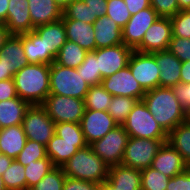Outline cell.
I'll list each match as a JSON object with an SVG mask.
<instances>
[{"label":"cell","instance_id":"1","mask_svg":"<svg viewBox=\"0 0 190 190\" xmlns=\"http://www.w3.org/2000/svg\"><path fill=\"white\" fill-rule=\"evenodd\" d=\"M142 100L167 134L186 121V111L172 88L157 87L146 91Z\"/></svg>","mask_w":190,"mask_h":190},{"label":"cell","instance_id":"2","mask_svg":"<svg viewBox=\"0 0 190 190\" xmlns=\"http://www.w3.org/2000/svg\"><path fill=\"white\" fill-rule=\"evenodd\" d=\"M13 80L17 96L30 105H42L50 94V65L28 63Z\"/></svg>","mask_w":190,"mask_h":190},{"label":"cell","instance_id":"3","mask_svg":"<svg viewBox=\"0 0 190 190\" xmlns=\"http://www.w3.org/2000/svg\"><path fill=\"white\" fill-rule=\"evenodd\" d=\"M67 177L102 183L107 180L109 166L93 152L90 145L79 149L63 166Z\"/></svg>","mask_w":190,"mask_h":190},{"label":"cell","instance_id":"4","mask_svg":"<svg viewBox=\"0 0 190 190\" xmlns=\"http://www.w3.org/2000/svg\"><path fill=\"white\" fill-rule=\"evenodd\" d=\"M89 87L77 69L61 66L56 62L50 65V94L84 100Z\"/></svg>","mask_w":190,"mask_h":190},{"label":"cell","instance_id":"5","mask_svg":"<svg viewBox=\"0 0 190 190\" xmlns=\"http://www.w3.org/2000/svg\"><path fill=\"white\" fill-rule=\"evenodd\" d=\"M129 137L167 140V133L156 122L143 100H138L123 124Z\"/></svg>","mask_w":190,"mask_h":190},{"label":"cell","instance_id":"6","mask_svg":"<svg viewBox=\"0 0 190 190\" xmlns=\"http://www.w3.org/2000/svg\"><path fill=\"white\" fill-rule=\"evenodd\" d=\"M167 140L129 137L121 164L134 169L151 167L158 150Z\"/></svg>","mask_w":190,"mask_h":190},{"label":"cell","instance_id":"7","mask_svg":"<svg viewBox=\"0 0 190 190\" xmlns=\"http://www.w3.org/2000/svg\"><path fill=\"white\" fill-rule=\"evenodd\" d=\"M22 127L28 140L47 146L55 134V123L42 105H30L23 118Z\"/></svg>","mask_w":190,"mask_h":190},{"label":"cell","instance_id":"8","mask_svg":"<svg viewBox=\"0 0 190 190\" xmlns=\"http://www.w3.org/2000/svg\"><path fill=\"white\" fill-rule=\"evenodd\" d=\"M129 135L123 125H118L102 139L94 141L90 146L109 167L120 165Z\"/></svg>","mask_w":190,"mask_h":190},{"label":"cell","instance_id":"9","mask_svg":"<svg viewBox=\"0 0 190 190\" xmlns=\"http://www.w3.org/2000/svg\"><path fill=\"white\" fill-rule=\"evenodd\" d=\"M42 106L55 124L60 122L80 123L85 104L83 99L49 94Z\"/></svg>","mask_w":190,"mask_h":190},{"label":"cell","instance_id":"10","mask_svg":"<svg viewBox=\"0 0 190 190\" xmlns=\"http://www.w3.org/2000/svg\"><path fill=\"white\" fill-rule=\"evenodd\" d=\"M128 66L132 75L145 92L159 87L160 71L151 53L133 50Z\"/></svg>","mask_w":190,"mask_h":190},{"label":"cell","instance_id":"11","mask_svg":"<svg viewBox=\"0 0 190 190\" xmlns=\"http://www.w3.org/2000/svg\"><path fill=\"white\" fill-rule=\"evenodd\" d=\"M101 85L112 96L132 97L142 100L145 91L132 75L129 66L102 79Z\"/></svg>","mask_w":190,"mask_h":190},{"label":"cell","instance_id":"12","mask_svg":"<svg viewBox=\"0 0 190 190\" xmlns=\"http://www.w3.org/2000/svg\"><path fill=\"white\" fill-rule=\"evenodd\" d=\"M80 126L86 143L90 145L102 139L118 124L107 111L85 109Z\"/></svg>","mask_w":190,"mask_h":190},{"label":"cell","instance_id":"13","mask_svg":"<svg viewBox=\"0 0 190 190\" xmlns=\"http://www.w3.org/2000/svg\"><path fill=\"white\" fill-rule=\"evenodd\" d=\"M159 18L152 7L132 15L122 28L123 44L135 50L142 42L145 32Z\"/></svg>","mask_w":190,"mask_h":190},{"label":"cell","instance_id":"14","mask_svg":"<svg viewBox=\"0 0 190 190\" xmlns=\"http://www.w3.org/2000/svg\"><path fill=\"white\" fill-rule=\"evenodd\" d=\"M171 39V19L159 17L145 32L141 44L135 50L143 53L166 51Z\"/></svg>","mask_w":190,"mask_h":190},{"label":"cell","instance_id":"15","mask_svg":"<svg viewBox=\"0 0 190 190\" xmlns=\"http://www.w3.org/2000/svg\"><path fill=\"white\" fill-rule=\"evenodd\" d=\"M132 52L125 44L96 49L97 65L102 79L128 66Z\"/></svg>","mask_w":190,"mask_h":190},{"label":"cell","instance_id":"16","mask_svg":"<svg viewBox=\"0 0 190 190\" xmlns=\"http://www.w3.org/2000/svg\"><path fill=\"white\" fill-rule=\"evenodd\" d=\"M5 27L12 35L33 31L28 0H9Z\"/></svg>","mask_w":190,"mask_h":190},{"label":"cell","instance_id":"17","mask_svg":"<svg viewBox=\"0 0 190 190\" xmlns=\"http://www.w3.org/2000/svg\"><path fill=\"white\" fill-rule=\"evenodd\" d=\"M151 167L169 178L181 174L189 168L183 157L168 142L163 143L160 147Z\"/></svg>","mask_w":190,"mask_h":190},{"label":"cell","instance_id":"18","mask_svg":"<svg viewBox=\"0 0 190 190\" xmlns=\"http://www.w3.org/2000/svg\"><path fill=\"white\" fill-rule=\"evenodd\" d=\"M85 140H69L54 134L46 146V155L55 167H62L79 149L86 147Z\"/></svg>","mask_w":190,"mask_h":190},{"label":"cell","instance_id":"19","mask_svg":"<svg viewBox=\"0 0 190 190\" xmlns=\"http://www.w3.org/2000/svg\"><path fill=\"white\" fill-rule=\"evenodd\" d=\"M159 67V87H169L177 85L181 82L180 70L182 62L168 50L157 51L151 53Z\"/></svg>","mask_w":190,"mask_h":190},{"label":"cell","instance_id":"20","mask_svg":"<svg viewBox=\"0 0 190 190\" xmlns=\"http://www.w3.org/2000/svg\"><path fill=\"white\" fill-rule=\"evenodd\" d=\"M0 60L6 68V73L13 76L28 64L22 44L21 35H11L0 49Z\"/></svg>","mask_w":190,"mask_h":190},{"label":"cell","instance_id":"21","mask_svg":"<svg viewBox=\"0 0 190 190\" xmlns=\"http://www.w3.org/2000/svg\"><path fill=\"white\" fill-rule=\"evenodd\" d=\"M93 25L96 49L123 44L122 28L107 15L97 18Z\"/></svg>","mask_w":190,"mask_h":190},{"label":"cell","instance_id":"22","mask_svg":"<svg viewBox=\"0 0 190 190\" xmlns=\"http://www.w3.org/2000/svg\"><path fill=\"white\" fill-rule=\"evenodd\" d=\"M44 42L45 52H49L54 58L58 51L66 43V30L63 20H57L48 24L40 25L33 30Z\"/></svg>","mask_w":190,"mask_h":190},{"label":"cell","instance_id":"23","mask_svg":"<svg viewBox=\"0 0 190 190\" xmlns=\"http://www.w3.org/2000/svg\"><path fill=\"white\" fill-rule=\"evenodd\" d=\"M62 20L65 26L67 40L77 43L87 52L94 51L96 49L93 24L75 19Z\"/></svg>","mask_w":190,"mask_h":190},{"label":"cell","instance_id":"24","mask_svg":"<svg viewBox=\"0 0 190 190\" xmlns=\"http://www.w3.org/2000/svg\"><path fill=\"white\" fill-rule=\"evenodd\" d=\"M33 28L62 19L63 9L55 0H28Z\"/></svg>","mask_w":190,"mask_h":190},{"label":"cell","instance_id":"25","mask_svg":"<svg viewBox=\"0 0 190 190\" xmlns=\"http://www.w3.org/2000/svg\"><path fill=\"white\" fill-rule=\"evenodd\" d=\"M21 124L0 129L1 153L12 159H16L27 142Z\"/></svg>","mask_w":190,"mask_h":190},{"label":"cell","instance_id":"26","mask_svg":"<svg viewBox=\"0 0 190 190\" xmlns=\"http://www.w3.org/2000/svg\"><path fill=\"white\" fill-rule=\"evenodd\" d=\"M22 44L28 63L51 65L55 62V58L49 52H45L43 40L34 31L22 34Z\"/></svg>","mask_w":190,"mask_h":190},{"label":"cell","instance_id":"27","mask_svg":"<svg viewBox=\"0 0 190 190\" xmlns=\"http://www.w3.org/2000/svg\"><path fill=\"white\" fill-rule=\"evenodd\" d=\"M29 107L30 104L19 96L0 101V128L22 124Z\"/></svg>","mask_w":190,"mask_h":190},{"label":"cell","instance_id":"28","mask_svg":"<svg viewBox=\"0 0 190 190\" xmlns=\"http://www.w3.org/2000/svg\"><path fill=\"white\" fill-rule=\"evenodd\" d=\"M107 180L115 188L141 189V170L122 164L111 166Z\"/></svg>","mask_w":190,"mask_h":190},{"label":"cell","instance_id":"29","mask_svg":"<svg viewBox=\"0 0 190 190\" xmlns=\"http://www.w3.org/2000/svg\"><path fill=\"white\" fill-rule=\"evenodd\" d=\"M167 142L175 148L190 167V124L187 121L180 123L168 133Z\"/></svg>","mask_w":190,"mask_h":190},{"label":"cell","instance_id":"30","mask_svg":"<svg viewBox=\"0 0 190 190\" xmlns=\"http://www.w3.org/2000/svg\"><path fill=\"white\" fill-rule=\"evenodd\" d=\"M87 51L77 43L66 40V43L58 51L55 62L58 65L77 69L85 60Z\"/></svg>","mask_w":190,"mask_h":190},{"label":"cell","instance_id":"31","mask_svg":"<svg viewBox=\"0 0 190 190\" xmlns=\"http://www.w3.org/2000/svg\"><path fill=\"white\" fill-rule=\"evenodd\" d=\"M1 177L7 190H27L25 166L16 159H13Z\"/></svg>","mask_w":190,"mask_h":190},{"label":"cell","instance_id":"32","mask_svg":"<svg viewBox=\"0 0 190 190\" xmlns=\"http://www.w3.org/2000/svg\"><path fill=\"white\" fill-rule=\"evenodd\" d=\"M112 98L101 84L90 86L84 98L85 109L107 111Z\"/></svg>","mask_w":190,"mask_h":190},{"label":"cell","instance_id":"33","mask_svg":"<svg viewBox=\"0 0 190 190\" xmlns=\"http://www.w3.org/2000/svg\"><path fill=\"white\" fill-rule=\"evenodd\" d=\"M138 99L124 96H113L107 112L118 125H123Z\"/></svg>","mask_w":190,"mask_h":190},{"label":"cell","instance_id":"34","mask_svg":"<svg viewBox=\"0 0 190 190\" xmlns=\"http://www.w3.org/2000/svg\"><path fill=\"white\" fill-rule=\"evenodd\" d=\"M54 167L53 162L48 156L38 161H32L31 164L25 166L27 190H30L33 186H35Z\"/></svg>","mask_w":190,"mask_h":190},{"label":"cell","instance_id":"35","mask_svg":"<svg viewBox=\"0 0 190 190\" xmlns=\"http://www.w3.org/2000/svg\"><path fill=\"white\" fill-rule=\"evenodd\" d=\"M77 71L90 86L101 84L102 77L100 70H98L96 49L87 52L85 60L77 68Z\"/></svg>","mask_w":190,"mask_h":190},{"label":"cell","instance_id":"36","mask_svg":"<svg viewBox=\"0 0 190 190\" xmlns=\"http://www.w3.org/2000/svg\"><path fill=\"white\" fill-rule=\"evenodd\" d=\"M169 177L148 167L141 170V190H166Z\"/></svg>","mask_w":190,"mask_h":190},{"label":"cell","instance_id":"37","mask_svg":"<svg viewBox=\"0 0 190 190\" xmlns=\"http://www.w3.org/2000/svg\"><path fill=\"white\" fill-rule=\"evenodd\" d=\"M46 157V146L33 140H27L16 160L23 166H27L32 161H38Z\"/></svg>","mask_w":190,"mask_h":190},{"label":"cell","instance_id":"38","mask_svg":"<svg viewBox=\"0 0 190 190\" xmlns=\"http://www.w3.org/2000/svg\"><path fill=\"white\" fill-rule=\"evenodd\" d=\"M65 179L62 167H54L30 190H62Z\"/></svg>","mask_w":190,"mask_h":190},{"label":"cell","instance_id":"39","mask_svg":"<svg viewBox=\"0 0 190 190\" xmlns=\"http://www.w3.org/2000/svg\"><path fill=\"white\" fill-rule=\"evenodd\" d=\"M106 9V15L113 19L121 28L126 25L132 16L124 0H107Z\"/></svg>","mask_w":190,"mask_h":190},{"label":"cell","instance_id":"40","mask_svg":"<svg viewBox=\"0 0 190 190\" xmlns=\"http://www.w3.org/2000/svg\"><path fill=\"white\" fill-rule=\"evenodd\" d=\"M170 19L172 36L190 39V9L180 10Z\"/></svg>","mask_w":190,"mask_h":190},{"label":"cell","instance_id":"41","mask_svg":"<svg viewBox=\"0 0 190 190\" xmlns=\"http://www.w3.org/2000/svg\"><path fill=\"white\" fill-rule=\"evenodd\" d=\"M62 19H75L91 24V10L83 0H75L63 10Z\"/></svg>","mask_w":190,"mask_h":190},{"label":"cell","instance_id":"42","mask_svg":"<svg viewBox=\"0 0 190 190\" xmlns=\"http://www.w3.org/2000/svg\"><path fill=\"white\" fill-rule=\"evenodd\" d=\"M55 134L63 139L85 140L80 123L60 122L55 124Z\"/></svg>","mask_w":190,"mask_h":190},{"label":"cell","instance_id":"43","mask_svg":"<svg viewBox=\"0 0 190 190\" xmlns=\"http://www.w3.org/2000/svg\"><path fill=\"white\" fill-rule=\"evenodd\" d=\"M168 51L181 62L190 60V39L172 36Z\"/></svg>","mask_w":190,"mask_h":190},{"label":"cell","instance_id":"44","mask_svg":"<svg viewBox=\"0 0 190 190\" xmlns=\"http://www.w3.org/2000/svg\"><path fill=\"white\" fill-rule=\"evenodd\" d=\"M150 5L163 18H171L179 12L177 0H150Z\"/></svg>","mask_w":190,"mask_h":190},{"label":"cell","instance_id":"45","mask_svg":"<svg viewBox=\"0 0 190 190\" xmlns=\"http://www.w3.org/2000/svg\"><path fill=\"white\" fill-rule=\"evenodd\" d=\"M166 190H190V167L169 179Z\"/></svg>","mask_w":190,"mask_h":190},{"label":"cell","instance_id":"46","mask_svg":"<svg viewBox=\"0 0 190 190\" xmlns=\"http://www.w3.org/2000/svg\"><path fill=\"white\" fill-rule=\"evenodd\" d=\"M62 190H99V184L66 176Z\"/></svg>","mask_w":190,"mask_h":190},{"label":"cell","instance_id":"47","mask_svg":"<svg viewBox=\"0 0 190 190\" xmlns=\"http://www.w3.org/2000/svg\"><path fill=\"white\" fill-rule=\"evenodd\" d=\"M175 96L177 97L179 103L183 106L187 112L190 109V83H178L172 87Z\"/></svg>","mask_w":190,"mask_h":190},{"label":"cell","instance_id":"48","mask_svg":"<svg viewBox=\"0 0 190 190\" xmlns=\"http://www.w3.org/2000/svg\"><path fill=\"white\" fill-rule=\"evenodd\" d=\"M89 6L91 10V24L102 15H106L107 12V0H83Z\"/></svg>","mask_w":190,"mask_h":190},{"label":"cell","instance_id":"49","mask_svg":"<svg viewBox=\"0 0 190 190\" xmlns=\"http://www.w3.org/2000/svg\"><path fill=\"white\" fill-rule=\"evenodd\" d=\"M17 97L13 79L0 81V101Z\"/></svg>","mask_w":190,"mask_h":190},{"label":"cell","instance_id":"50","mask_svg":"<svg viewBox=\"0 0 190 190\" xmlns=\"http://www.w3.org/2000/svg\"><path fill=\"white\" fill-rule=\"evenodd\" d=\"M124 2L126 3V6L131 15H135L142 9L151 7L150 0H124Z\"/></svg>","mask_w":190,"mask_h":190},{"label":"cell","instance_id":"51","mask_svg":"<svg viewBox=\"0 0 190 190\" xmlns=\"http://www.w3.org/2000/svg\"><path fill=\"white\" fill-rule=\"evenodd\" d=\"M180 79H181V83H184V84L190 83V60L182 62V66L180 70Z\"/></svg>","mask_w":190,"mask_h":190},{"label":"cell","instance_id":"52","mask_svg":"<svg viewBox=\"0 0 190 190\" xmlns=\"http://www.w3.org/2000/svg\"><path fill=\"white\" fill-rule=\"evenodd\" d=\"M12 161L13 159L7 155L2 153L0 154V176H2V174L7 170Z\"/></svg>","mask_w":190,"mask_h":190},{"label":"cell","instance_id":"53","mask_svg":"<svg viewBox=\"0 0 190 190\" xmlns=\"http://www.w3.org/2000/svg\"><path fill=\"white\" fill-rule=\"evenodd\" d=\"M11 35L12 34L8 31L5 25L0 27V49L4 46Z\"/></svg>","mask_w":190,"mask_h":190},{"label":"cell","instance_id":"54","mask_svg":"<svg viewBox=\"0 0 190 190\" xmlns=\"http://www.w3.org/2000/svg\"><path fill=\"white\" fill-rule=\"evenodd\" d=\"M99 190H141V189H125V188H115L108 180L99 183Z\"/></svg>","mask_w":190,"mask_h":190},{"label":"cell","instance_id":"55","mask_svg":"<svg viewBox=\"0 0 190 190\" xmlns=\"http://www.w3.org/2000/svg\"><path fill=\"white\" fill-rule=\"evenodd\" d=\"M9 0H0V18L5 21L7 18Z\"/></svg>","mask_w":190,"mask_h":190},{"label":"cell","instance_id":"56","mask_svg":"<svg viewBox=\"0 0 190 190\" xmlns=\"http://www.w3.org/2000/svg\"><path fill=\"white\" fill-rule=\"evenodd\" d=\"M7 79H13V75L11 73H6V68L2 63V60H0V81Z\"/></svg>","mask_w":190,"mask_h":190},{"label":"cell","instance_id":"57","mask_svg":"<svg viewBox=\"0 0 190 190\" xmlns=\"http://www.w3.org/2000/svg\"><path fill=\"white\" fill-rule=\"evenodd\" d=\"M180 10H189L190 9V0H177Z\"/></svg>","mask_w":190,"mask_h":190},{"label":"cell","instance_id":"58","mask_svg":"<svg viewBox=\"0 0 190 190\" xmlns=\"http://www.w3.org/2000/svg\"><path fill=\"white\" fill-rule=\"evenodd\" d=\"M75 0H55V3L61 8L65 9L68 5L72 4Z\"/></svg>","mask_w":190,"mask_h":190},{"label":"cell","instance_id":"59","mask_svg":"<svg viewBox=\"0 0 190 190\" xmlns=\"http://www.w3.org/2000/svg\"><path fill=\"white\" fill-rule=\"evenodd\" d=\"M0 190H7V189L5 188V185H4V182H3L1 176H0Z\"/></svg>","mask_w":190,"mask_h":190},{"label":"cell","instance_id":"60","mask_svg":"<svg viewBox=\"0 0 190 190\" xmlns=\"http://www.w3.org/2000/svg\"><path fill=\"white\" fill-rule=\"evenodd\" d=\"M186 121L190 124V109L186 112Z\"/></svg>","mask_w":190,"mask_h":190},{"label":"cell","instance_id":"61","mask_svg":"<svg viewBox=\"0 0 190 190\" xmlns=\"http://www.w3.org/2000/svg\"><path fill=\"white\" fill-rule=\"evenodd\" d=\"M4 26V21L0 18V27Z\"/></svg>","mask_w":190,"mask_h":190}]
</instances>
